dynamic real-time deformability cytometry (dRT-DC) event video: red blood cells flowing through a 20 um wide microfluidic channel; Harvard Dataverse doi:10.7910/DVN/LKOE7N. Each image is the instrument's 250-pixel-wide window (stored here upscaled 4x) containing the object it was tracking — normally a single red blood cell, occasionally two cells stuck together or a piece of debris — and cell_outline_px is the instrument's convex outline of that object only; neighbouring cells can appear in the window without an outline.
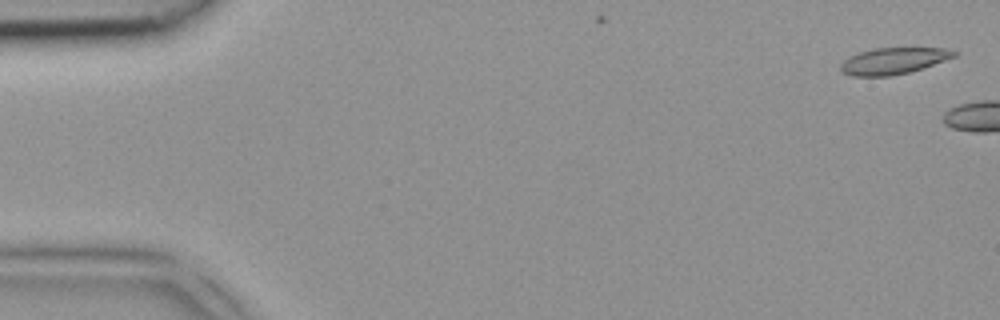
{"species": "common noctule bat (a hibernating species)", "species_latin": "Nyctalus noctula", "temperature_condition": "room temperature", "stored_images_in_passage": 2, "camera_frame_rate_fps": 3000, "um_per_image_px": 0.085, "animal": {"sex": "female", "body_mass_g": 18.4}, "frame": {"image": 1, "passage_image": 1, "time_ms": 0.0, "image_size_px": [1000, 320], "cell_outline_px": [[956, 56], [924, 68], [908, 72], [888, 76], [852, 76], [840, 72], [840, 64], [848, 56], [872, 48], [948, 48], [956, 52]], "centroid_in_image_um": [75.91, 5.17], "position_along_channel_um": 9.1, "area_um2": 17.57}}